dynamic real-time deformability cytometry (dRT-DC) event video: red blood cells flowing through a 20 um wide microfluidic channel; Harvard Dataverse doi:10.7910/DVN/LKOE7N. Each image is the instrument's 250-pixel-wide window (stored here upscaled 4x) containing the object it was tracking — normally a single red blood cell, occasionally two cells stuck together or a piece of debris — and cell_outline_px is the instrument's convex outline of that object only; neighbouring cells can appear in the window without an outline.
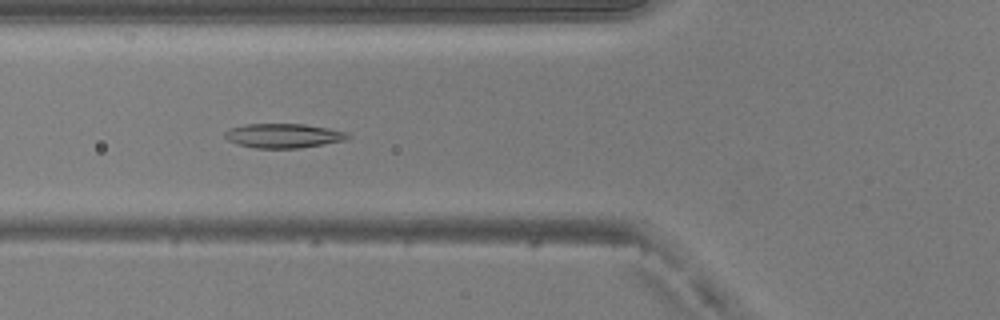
{"species": "common noctule bat (a hibernating species)", "species_latin": "Nyctalus noctula", "temperature_condition": "warm", "stored_images_in_passage": 39, "camera_frame_rate_fps": 3000, "um_per_image_px": 0.085, "animal": {"sex": "male", "body_mass_g": 20.5, "forearm_length_mm": 52.5}, "frame": {"image": 1, "passage_image": 8, "time_ms": 2.333, "image_size_px": [1000, 320], "cell_outline_px": [[352, 136], [344, 140], [324, 144], [300, 148], [256, 148], [236, 144], [228, 140], [224, 136], [224, 132], [228, 128], [244, 124], [304, 124], [328, 128], [348, 132]], "centroid_in_image_um": [24.07, 11.53], "position_along_channel_um": 101.7, "area_um2": 17.57}}
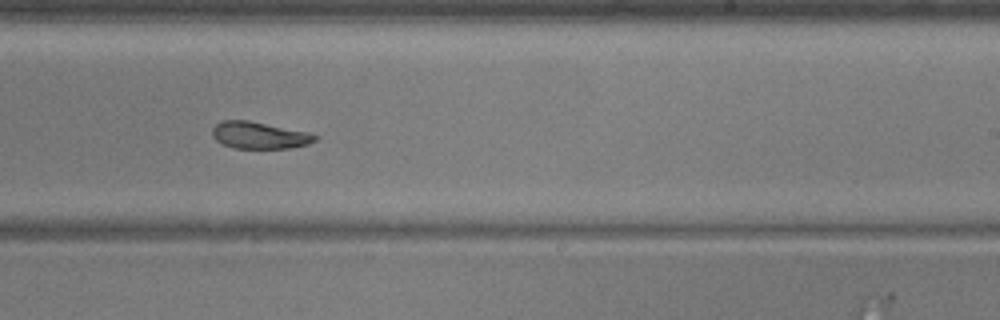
{"frame": {"image": 2, "passage_image": 20, "time_ms": 6.333, "image_size_px": [1000, 320], "cell_outline_px": [[320, 136], [316, 140], [308, 144], [292, 148], [232, 148], [216, 140], [212, 136], [212, 128], [220, 120], [248, 120], [308, 132]], "centroid_in_image_um": [22.04, 11.49], "position_along_channel_um": 267.0, "area_um2": 16.18}}
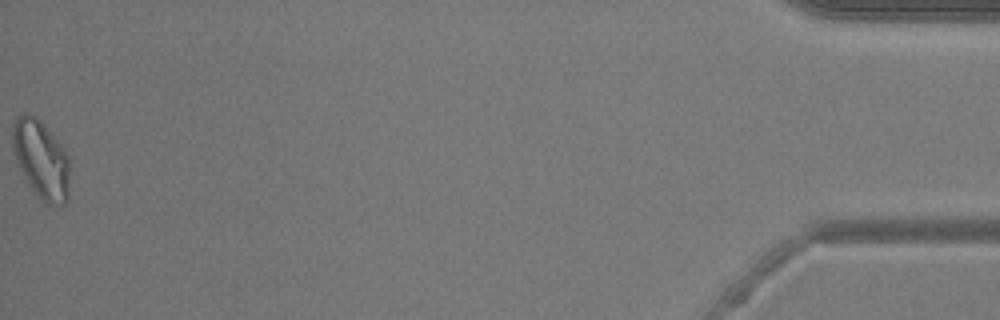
{"frame": {"image": 3, "passage_image": 39, "time_ms": 12.667, "image_size_px": [1000, 320], "cell_outline_px": [[68, 200], [64, 204], [48, 204], [40, 200], [16, 164], [12, 152], [12, 124], [16, 116], [20, 112], [28, 112], [36, 116], [44, 124], [60, 144], [68, 156]], "centroid_in_image_um": [3.44, 13.5], "position_along_channel_um": 431.8, "area_um2": 26.3}, "authors_computed_cell_mechanics": {"area_um2": 17.629, "velocity_mm_per_s": 4.1256, "shape_relaxation_time_tau1_ms": null, "shape_relaxation_time_tau2_ms": 5.9829, "deformation_change_tau1": null, "deformation_change_tau2": 0.1199}}